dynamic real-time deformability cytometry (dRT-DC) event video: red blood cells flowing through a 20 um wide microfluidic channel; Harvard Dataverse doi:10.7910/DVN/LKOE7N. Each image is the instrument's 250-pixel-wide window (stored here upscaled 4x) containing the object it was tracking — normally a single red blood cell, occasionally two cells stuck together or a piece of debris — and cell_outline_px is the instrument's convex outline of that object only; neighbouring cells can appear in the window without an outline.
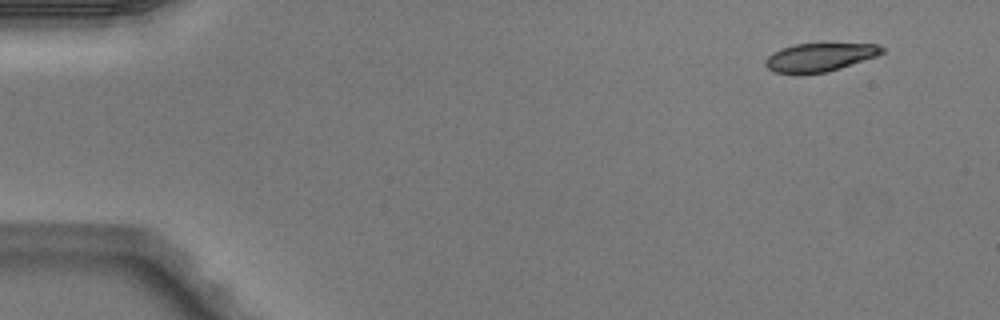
{"species": "Egyptian fruit bat (a non-hibernating species)", "species_latin": "Rousettus aegyptiacus", "temperature_condition": "warm", "stored_images_in_passage": 4, "camera_frame_rate_fps": 3000, "um_per_image_px": 0.085, "animal": {"sex": "male"}, "frame": {"image": 1, "passage_image": 1, "time_ms": 0.0, "image_size_px": [1000, 320], "cell_outline_px": [[884, 52], [880, 56], [840, 68], [824, 72], [776, 72], [768, 68], [764, 64], [764, 60], [772, 52], [780, 48], [792, 44], [824, 40], [880, 44], [884, 48]], "centroid_in_image_um": [69.78, 4.76], "position_along_channel_um": 15.2, "area_um2": 20.35}}
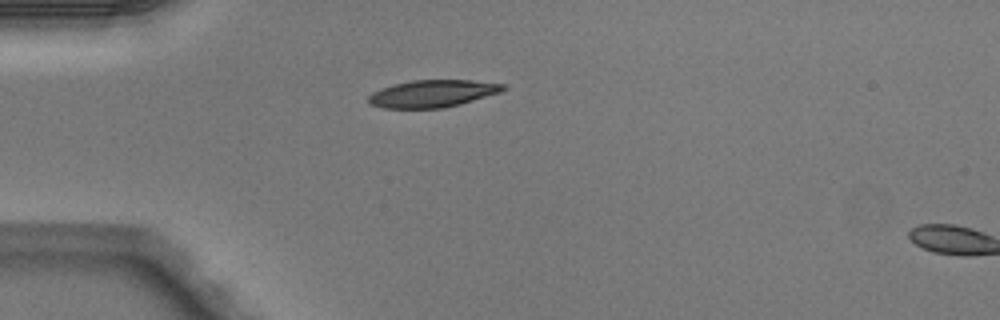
{"frame": {"image": 2, "passage_image": 3, "time_ms": 0.667, "image_size_px": [1000, 320], "cell_outline_px": [[508, 88], [500, 92], [460, 104], [444, 108], [384, 108], [372, 104], [368, 100], [368, 96], [372, 92], [396, 84], [412, 80], [472, 80], [504, 84]], "centroid_in_image_um": [36.8, 7.95], "position_along_channel_um": 48.2, "area_um2": 21.15}}